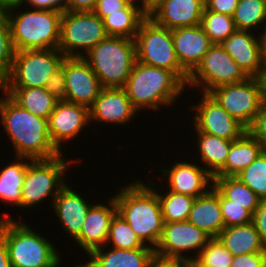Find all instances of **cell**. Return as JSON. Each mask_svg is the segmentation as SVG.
<instances>
[{"label":"cell","mask_w":266,"mask_h":267,"mask_svg":"<svg viewBox=\"0 0 266 267\" xmlns=\"http://www.w3.org/2000/svg\"><path fill=\"white\" fill-rule=\"evenodd\" d=\"M0 97V117L14 146L16 159L48 160L61 153L55 148L48 131V120L21 108L7 94Z\"/></svg>","instance_id":"6da1fadb"},{"label":"cell","mask_w":266,"mask_h":267,"mask_svg":"<svg viewBox=\"0 0 266 267\" xmlns=\"http://www.w3.org/2000/svg\"><path fill=\"white\" fill-rule=\"evenodd\" d=\"M153 184L135 181L114 195L117 213L135 231L140 239L155 249L163 233L161 205Z\"/></svg>","instance_id":"7a4b0ae2"},{"label":"cell","mask_w":266,"mask_h":267,"mask_svg":"<svg viewBox=\"0 0 266 267\" xmlns=\"http://www.w3.org/2000/svg\"><path fill=\"white\" fill-rule=\"evenodd\" d=\"M185 86L174 72L136 61L123 88L137 111L147 107L158 111L161 105H172Z\"/></svg>","instance_id":"3957f363"},{"label":"cell","mask_w":266,"mask_h":267,"mask_svg":"<svg viewBox=\"0 0 266 267\" xmlns=\"http://www.w3.org/2000/svg\"><path fill=\"white\" fill-rule=\"evenodd\" d=\"M0 218V235L5 239L11 267H58L61 259L54 245L25 223Z\"/></svg>","instance_id":"277c9868"},{"label":"cell","mask_w":266,"mask_h":267,"mask_svg":"<svg viewBox=\"0 0 266 267\" xmlns=\"http://www.w3.org/2000/svg\"><path fill=\"white\" fill-rule=\"evenodd\" d=\"M86 55L82 58L90 65L103 88H123L136 62L135 40L107 36Z\"/></svg>","instance_id":"5b68a950"},{"label":"cell","mask_w":266,"mask_h":267,"mask_svg":"<svg viewBox=\"0 0 266 267\" xmlns=\"http://www.w3.org/2000/svg\"><path fill=\"white\" fill-rule=\"evenodd\" d=\"M15 13L10 10L4 14L10 25L15 51L58 49L63 12L32 9Z\"/></svg>","instance_id":"8992f818"},{"label":"cell","mask_w":266,"mask_h":267,"mask_svg":"<svg viewBox=\"0 0 266 267\" xmlns=\"http://www.w3.org/2000/svg\"><path fill=\"white\" fill-rule=\"evenodd\" d=\"M65 59L59 49L16 51L7 77L1 88H45L51 75Z\"/></svg>","instance_id":"52a82bcc"},{"label":"cell","mask_w":266,"mask_h":267,"mask_svg":"<svg viewBox=\"0 0 266 267\" xmlns=\"http://www.w3.org/2000/svg\"><path fill=\"white\" fill-rule=\"evenodd\" d=\"M136 61L174 72L186 85L189 74L177 60L172 30L147 17L135 36Z\"/></svg>","instance_id":"ba28073f"},{"label":"cell","mask_w":266,"mask_h":267,"mask_svg":"<svg viewBox=\"0 0 266 267\" xmlns=\"http://www.w3.org/2000/svg\"><path fill=\"white\" fill-rule=\"evenodd\" d=\"M209 94L248 129L266 99V82L262 78L248 77L242 82L218 86Z\"/></svg>","instance_id":"9c48e42d"},{"label":"cell","mask_w":266,"mask_h":267,"mask_svg":"<svg viewBox=\"0 0 266 267\" xmlns=\"http://www.w3.org/2000/svg\"><path fill=\"white\" fill-rule=\"evenodd\" d=\"M63 153L48 160H32L26 169V176L22 185L21 208H32L49 196L52 201L66 185L63 175L68 169L67 159ZM67 160V161H65ZM53 190V191H52Z\"/></svg>","instance_id":"30bf717a"},{"label":"cell","mask_w":266,"mask_h":267,"mask_svg":"<svg viewBox=\"0 0 266 267\" xmlns=\"http://www.w3.org/2000/svg\"><path fill=\"white\" fill-rule=\"evenodd\" d=\"M107 36L103 21L93 11H65L60 21L58 49L65 57H82Z\"/></svg>","instance_id":"8fae6325"},{"label":"cell","mask_w":266,"mask_h":267,"mask_svg":"<svg viewBox=\"0 0 266 267\" xmlns=\"http://www.w3.org/2000/svg\"><path fill=\"white\" fill-rule=\"evenodd\" d=\"M247 78L221 44H212L201 62L189 74L187 86L202 87L204 93H209L218 86L242 82Z\"/></svg>","instance_id":"7c38bea8"},{"label":"cell","mask_w":266,"mask_h":267,"mask_svg":"<svg viewBox=\"0 0 266 267\" xmlns=\"http://www.w3.org/2000/svg\"><path fill=\"white\" fill-rule=\"evenodd\" d=\"M212 237L205 231L187 221L164 222L162 237L155 247V254L164 258L193 261L192 256L186 257L184 252L200 251ZM184 256H183V254Z\"/></svg>","instance_id":"4fadbf2b"},{"label":"cell","mask_w":266,"mask_h":267,"mask_svg":"<svg viewBox=\"0 0 266 267\" xmlns=\"http://www.w3.org/2000/svg\"><path fill=\"white\" fill-rule=\"evenodd\" d=\"M201 93L203 94L200 104H194L190 108L196 112L192 121L195 130L226 140L239 139L247 129L228 114L209 93Z\"/></svg>","instance_id":"5bb4252c"},{"label":"cell","mask_w":266,"mask_h":267,"mask_svg":"<svg viewBox=\"0 0 266 267\" xmlns=\"http://www.w3.org/2000/svg\"><path fill=\"white\" fill-rule=\"evenodd\" d=\"M61 67L66 82V101L90 108L103 89L97 75L82 57H65Z\"/></svg>","instance_id":"9a60e30c"},{"label":"cell","mask_w":266,"mask_h":267,"mask_svg":"<svg viewBox=\"0 0 266 267\" xmlns=\"http://www.w3.org/2000/svg\"><path fill=\"white\" fill-rule=\"evenodd\" d=\"M89 108L67 101L57 102L48 118V131L55 148L60 152L64 141L73 140L89 124Z\"/></svg>","instance_id":"2e32d148"},{"label":"cell","mask_w":266,"mask_h":267,"mask_svg":"<svg viewBox=\"0 0 266 267\" xmlns=\"http://www.w3.org/2000/svg\"><path fill=\"white\" fill-rule=\"evenodd\" d=\"M170 169H163V176L169 184L168 190L197 198L206 194L214 184L213 176L194 162H175ZM168 177V178H167ZM211 184V185H210ZM209 187V188H208Z\"/></svg>","instance_id":"e0dca14e"},{"label":"cell","mask_w":266,"mask_h":267,"mask_svg":"<svg viewBox=\"0 0 266 267\" xmlns=\"http://www.w3.org/2000/svg\"><path fill=\"white\" fill-rule=\"evenodd\" d=\"M109 206L103 203L91 204L81 232L74 239L87 254L106 245L111 221L117 213L114 196L109 199Z\"/></svg>","instance_id":"ac0fdd59"},{"label":"cell","mask_w":266,"mask_h":267,"mask_svg":"<svg viewBox=\"0 0 266 267\" xmlns=\"http://www.w3.org/2000/svg\"><path fill=\"white\" fill-rule=\"evenodd\" d=\"M205 0H163L149 15L156 24L170 30L200 25Z\"/></svg>","instance_id":"d6986e66"},{"label":"cell","mask_w":266,"mask_h":267,"mask_svg":"<svg viewBox=\"0 0 266 267\" xmlns=\"http://www.w3.org/2000/svg\"><path fill=\"white\" fill-rule=\"evenodd\" d=\"M138 112L132 105L124 88H103L89 108L90 123L102 122L125 124Z\"/></svg>","instance_id":"ffe728a7"},{"label":"cell","mask_w":266,"mask_h":267,"mask_svg":"<svg viewBox=\"0 0 266 267\" xmlns=\"http://www.w3.org/2000/svg\"><path fill=\"white\" fill-rule=\"evenodd\" d=\"M175 54L181 67L190 74L212 45L201 25L172 29Z\"/></svg>","instance_id":"44dd1931"},{"label":"cell","mask_w":266,"mask_h":267,"mask_svg":"<svg viewBox=\"0 0 266 267\" xmlns=\"http://www.w3.org/2000/svg\"><path fill=\"white\" fill-rule=\"evenodd\" d=\"M250 31L236 30L221 45L248 77L262 78L259 38Z\"/></svg>","instance_id":"7402d4cb"},{"label":"cell","mask_w":266,"mask_h":267,"mask_svg":"<svg viewBox=\"0 0 266 267\" xmlns=\"http://www.w3.org/2000/svg\"><path fill=\"white\" fill-rule=\"evenodd\" d=\"M67 184L53 200L54 212L60 224L72 239L81 232L86 215L91 205Z\"/></svg>","instance_id":"603a6c76"},{"label":"cell","mask_w":266,"mask_h":267,"mask_svg":"<svg viewBox=\"0 0 266 267\" xmlns=\"http://www.w3.org/2000/svg\"><path fill=\"white\" fill-rule=\"evenodd\" d=\"M154 248L117 249L111 248L107 252L102 247L91 251L90 260L77 267H149Z\"/></svg>","instance_id":"cb8c5ba5"},{"label":"cell","mask_w":266,"mask_h":267,"mask_svg":"<svg viewBox=\"0 0 266 267\" xmlns=\"http://www.w3.org/2000/svg\"><path fill=\"white\" fill-rule=\"evenodd\" d=\"M188 221L212 238H217L225 228L219 204V190L214 185L206 194L195 198Z\"/></svg>","instance_id":"d4e9b609"},{"label":"cell","mask_w":266,"mask_h":267,"mask_svg":"<svg viewBox=\"0 0 266 267\" xmlns=\"http://www.w3.org/2000/svg\"><path fill=\"white\" fill-rule=\"evenodd\" d=\"M264 150L261 143L246 131L232 142L225 166L214 177H236Z\"/></svg>","instance_id":"484cf974"},{"label":"cell","mask_w":266,"mask_h":267,"mask_svg":"<svg viewBox=\"0 0 266 267\" xmlns=\"http://www.w3.org/2000/svg\"><path fill=\"white\" fill-rule=\"evenodd\" d=\"M233 255L266 253L260 236L253 222L224 228L217 237Z\"/></svg>","instance_id":"4316f807"},{"label":"cell","mask_w":266,"mask_h":267,"mask_svg":"<svg viewBox=\"0 0 266 267\" xmlns=\"http://www.w3.org/2000/svg\"><path fill=\"white\" fill-rule=\"evenodd\" d=\"M2 91L21 108L47 120L57 104L45 88H2Z\"/></svg>","instance_id":"83f0119b"},{"label":"cell","mask_w":266,"mask_h":267,"mask_svg":"<svg viewBox=\"0 0 266 267\" xmlns=\"http://www.w3.org/2000/svg\"><path fill=\"white\" fill-rule=\"evenodd\" d=\"M148 15L133 0L121 13H114L102 19L108 36L135 39L141 23Z\"/></svg>","instance_id":"f1b7e54d"},{"label":"cell","mask_w":266,"mask_h":267,"mask_svg":"<svg viewBox=\"0 0 266 267\" xmlns=\"http://www.w3.org/2000/svg\"><path fill=\"white\" fill-rule=\"evenodd\" d=\"M196 133L199 147L197 151H200L205 169L214 177L225 166L229 148L233 141L199 131H196Z\"/></svg>","instance_id":"f546056e"},{"label":"cell","mask_w":266,"mask_h":267,"mask_svg":"<svg viewBox=\"0 0 266 267\" xmlns=\"http://www.w3.org/2000/svg\"><path fill=\"white\" fill-rule=\"evenodd\" d=\"M22 161L11 163L0 171V199L21 208V189L26 176V169L32 159L21 157ZM23 159L25 163H23Z\"/></svg>","instance_id":"4dcf8cb0"},{"label":"cell","mask_w":266,"mask_h":267,"mask_svg":"<svg viewBox=\"0 0 266 267\" xmlns=\"http://www.w3.org/2000/svg\"><path fill=\"white\" fill-rule=\"evenodd\" d=\"M214 186L229 200L232 204H238L252 214L259 205L260 198L238 177H213Z\"/></svg>","instance_id":"1f68e13d"},{"label":"cell","mask_w":266,"mask_h":267,"mask_svg":"<svg viewBox=\"0 0 266 267\" xmlns=\"http://www.w3.org/2000/svg\"><path fill=\"white\" fill-rule=\"evenodd\" d=\"M164 222L187 221L195 200L194 197L167 191L165 194L157 193Z\"/></svg>","instance_id":"d6a6232c"},{"label":"cell","mask_w":266,"mask_h":267,"mask_svg":"<svg viewBox=\"0 0 266 267\" xmlns=\"http://www.w3.org/2000/svg\"><path fill=\"white\" fill-rule=\"evenodd\" d=\"M232 17L237 30L249 31L264 22L266 27V0H239Z\"/></svg>","instance_id":"836d02e7"},{"label":"cell","mask_w":266,"mask_h":267,"mask_svg":"<svg viewBox=\"0 0 266 267\" xmlns=\"http://www.w3.org/2000/svg\"><path fill=\"white\" fill-rule=\"evenodd\" d=\"M212 44L223 43L237 29L233 17L204 8L200 23Z\"/></svg>","instance_id":"e575fe53"},{"label":"cell","mask_w":266,"mask_h":267,"mask_svg":"<svg viewBox=\"0 0 266 267\" xmlns=\"http://www.w3.org/2000/svg\"><path fill=\"white\" fill-rule=\"evenodd\" d=\"M109 242H112L113 248L117 249L152 248L136 235L135 231L118 213L114 215L110 224L106 244Z\"/></svg>","instance_id":"d590c367"},{"label":"cell","mask_w":266,"mask_h":267,"mask_svg":"<svg viewBox=\"0 0 266 267\" xmlns=\"http://www.w3.org/2000/svg\"><path fill=\"white\" fill-rule=\"evenodd\" d=\"M195 257L191 263L196 267H230L234 256L218 238H212Z\"/></svg>","instance_id":"8d00e7d4"},{"label":"cell","mask_w":266,"mask_h":267,"mask_svg":"<svg viewBox=\"0 0 266 267\" xmlns=\"http://www.w3.org/2000/svg\"><path fill=\"white\" fill-rule=\"evenodd\" d=\"M238 177L260 199H266V150H264Z\"/></svg>","instance_id":"74e56055"},{"label":"cell","mask_w":266,"mask_h":267,"mask_svg":"<svg viewBox=\"0 0 266 267\" xmlns=\"http://www.w3.org/2000/svg\"><path fill=\"white\" fill-rule=\"evenodd\" d=\"M15 52L9 22L0 14V84L8 75Z\"/></svg>","instance_id":"f35d334b"},{"label":"cell","mask_w":266,"mask_h":267,"mask_svg":"<svg viewBox=\"0 0 266 267\" xmlns=\"http://www.w3.org/2000/svg\"><path fill=\"white\" fill-rule=\"evenodd\" d=\"M219 204L225 228L252 222L253 214L249 210L238 204H232V201L227 199L220 191Z\"/></svg>","instance_id":"ab89813d"},{"label":"cell","mask_w":266,"mask_h":267,"mask_svg":"<svg viewBox=\"0 0 266 267\" xmlns=\"http://www.w3.org/2000/svg\"><path fill=\"white\" fill-rule=\"evenodd\" d=\"M45 89L57 100V102L66 101V82L62 67L51 75L46 83Z\"/></svg>","instance_id":"60d3db41"},{"label":"cell","mask_w":266,"mask_h":267,"mask_svg":"<svg viewBox=\"0 0 266 267\" xmlns=\"http://www.w3.org/2000/svg\"><path fill=\"white\" fill-rule=\"evenodd\" d=\"M247 131L258 140L266 150V99Z\"/></svg>","instance_id":"b9f144b4"},{"label":"cell","mask_w":266,"mask_h":267,"mask_svg":"<svg viewBox=\"0 0 266 267\" xmlns=\"http://www.w3.org/2000/svg\"><path fill=\"white\" fill-rule=\"evenodd\" d=\"M133 0H97L93 12L102 20L114 13H121Z\"/></svg>","instance_id":"7bdbcfd3"},{"label":"cell","mask_w":266,"mask_h":267,"mask_svg":"<svg viewBox=\"0 0 266 267\" xmlns=\"http://www.w3.org/2000/svg\"><path fill=\"white\" fill-rule=\"evenodd\" d=\"M266 253H250L234 256L230 267H264Z\"/></svg>","instance_id":"ee69618b"},{"label":"cell","mask_w":266,"mask_h":267,"mask_svg":"<svg viewBox=\"0 0 266 267\" xmlns=\"http://www.w3.org/2000/svg\"><path fill=\"white\" fill-rule=\"evenodd\" d=\"M252 222L266 248V199H260L259 205L253 214Z\"/></svg>","instance_id":"f6af8a7d"},{"label":"cell","mask_w":266,"mask_h":267,"mask_svg":"<svg viewBox=\"0 0 266 267\" xmlns=\"http://www.w3.org/2000/svg\"><path fill=\"white\" fill-rule=\"evenodd\" d=\"M239 0H205L207 10L233 16Z\"/></svg>","instance_id":"bcb514c9"},{"label":"cell","mask_w":266,"mask_h":267,"mask_svg":"<svg viewBox=\"0 0 266 267\" xmlns=\"http://www.w3.org/2000/svg\"><path fill=\"white\" fill-rule=\"evenodd\" d=\"M26 4L32 5L33 9L66 11V0H25Z\"/></svg>","instance_id":"7dc6e473"},{"label":"cell","mask_w":266,"mask_h":267,"mask_svg":"<svg viewBox=\"0 0 266 267\" xmlns=\"http://www.w3.org/2000/svg\"><path fill=\"white\" fill-rule=\"evenodd\" d=\"M191 262L183 259L164 258L154 255L149 267H187Z\"/></svg>","instance_id":"c3c4849f"},{"label":"cell","mask_w":266,"mask_h":267,"mask_svg":"<svg viewBox=\"0 0 266 267\" xmlns=\"http://www.w3.org/2000/svg\"><path fill=\"white\" fill-rule=\"evenodd\" d=\"M97 0H66V11H93Z\"/></svg>","instance_id":"681fc988"},{"label":"cell","mask_w":266,"mask_h":267,"mask_svg":"<svg viewBox=\"0 0 266 267\" xmlns=\"http://www.w3.org/2000/svg\"><path fill=\"white\" fill-rule=\"evenodd\" d=\"M264 32L259 36L261 64H262V79L266 78V27L263 28Z\"/></svg>","instance_id":"f907efd6"},{"label":"cell","mask_w":266,"mask_h":267,"mask_svg":"<svg viewBox=\"0 0 266 267\" xmlns=\"http://www.w3.org/2000/svg\"><path fill=\"white\" fill-rule=\"evenodd\" d=\"M25 0H0V14L4 15L10 10H17Z\"/></svg>","instance_id":"816d5d0a"},{"label":"cell","mask_w":266,"mask_h":267,"mask_svg":"<svg viewBox=\"0 0 266 267\" xmlns=\"http://www.w3.org/2000/svg\"><path fill=\"white\" fill-rule=\"evenodd\" d=\"M0 267H11L8 247L5 239L0 235Z\"/></svg>","instance_id":"f5cc1de1"},{"label":"cell","mask_w":266,"mask_h":267,"mask_svg":"<svg viewBox=\"0 0 266 267\" xmlns=\"http://www.w3.org/2000/svg\"><path fill=\"white\" fill-rule=\"evenodd\" d=\"M140 0H135L139 3ZM163 0H141V4H138L139 7L149 15Z\"/></svg>","instance_id":"db71d44e"},{"label":"cell","mask_w":266,"mask_h":267,"mask_svg":"<svg viewBox=\"0 0 266 267\" xmlns=\"http://www.w3.org/2000/svg\"><path fill=\"white\" fill-rule=\"evenodd\" d=\"M187 267H196L193 263H190Z\"/></svg>","instance_id":"11a10c76"}]
</instances>
